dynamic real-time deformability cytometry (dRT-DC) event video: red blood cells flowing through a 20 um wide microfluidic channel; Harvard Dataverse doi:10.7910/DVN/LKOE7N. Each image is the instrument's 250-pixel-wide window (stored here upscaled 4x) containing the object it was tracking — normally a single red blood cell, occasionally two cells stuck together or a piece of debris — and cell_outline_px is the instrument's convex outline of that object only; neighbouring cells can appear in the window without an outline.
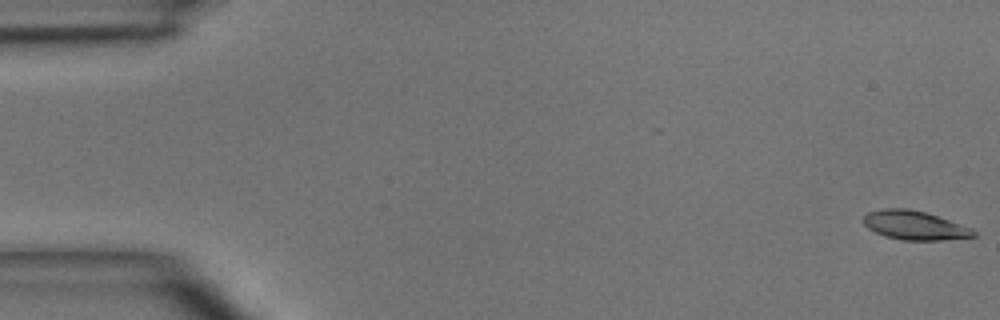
{"species": "common noctule bat (a hibernating species)", "species_latin": "Nyctalus noctula", "temperature_condition": "room temperature", "stored_images_in_passage": 4, "camera_frame_rate_fps": 3000, "um_per_image_px": 0.085, "animal": {"sex": "male", "body_mass_g": 15.6}, "frame": {"image": 1, "passage_image": 1, "time_ms": 0.0, "image_size_px": [1000, 320], "cell_outline_px": [[976, 236], [940, 240], [904, 240], [884, 236], [868, 228], [864, 224], [864, 216], [868, 212], [884, 208], [908, 208], [924, 212], [972, 228], [976, 232]], "centroid_in_image_um": [77.72, 19.15], "position_along_channel_um": 7.3, "area_um2": 18.32}}